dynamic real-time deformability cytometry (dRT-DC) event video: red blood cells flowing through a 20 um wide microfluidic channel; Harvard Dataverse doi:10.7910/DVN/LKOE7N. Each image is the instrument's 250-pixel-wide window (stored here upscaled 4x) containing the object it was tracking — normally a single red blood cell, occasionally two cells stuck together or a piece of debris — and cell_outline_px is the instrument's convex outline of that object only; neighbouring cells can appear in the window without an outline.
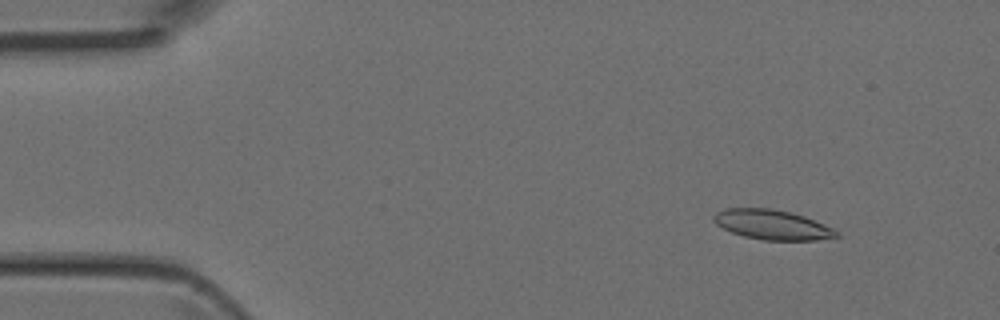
{"species": "Egyptian fruit bat (a non-hibernating species)", "species_latin": "Rousettus aegyptiacus", "temperature_condition": "room temperature", "stored_images_in_passage": 4, "camera_frame_rate_fps": 3000, "um_per_image_px": 0.085, "animal": {"sex": "female"}, "frame": {"image": 1, "passage_image": 1, "time_ms": 0.0, "image_size_px": [1000, 320], "cell_outline_px": [[840, 236], [816, 240], [764, 240], [744, 236], [732, 232], [716, 224], [712, 220], [712, 216], [716, 212], [724, 208], [772, 208], [792, 212], [804, 216], [832, 228], [840, 232]], "centroid_in_image_um": [65.62, 19.09], "position_along_channel_um": 19.4, "area_um2": 21.33}}
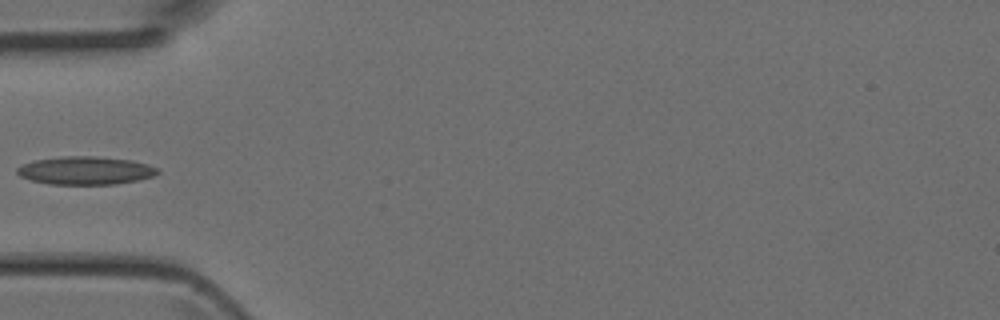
{"frame": {"image": 2, "passage_image": 4, "time_ms": 1.0, "image_size_px": [1000, 320], "cell_outline_px": [[160, 172], [152, 176], [136, 180], [116, 184], [48, 184], [32, 180], [20, 176], [16, 172], [16, 168], [20, 164], [36, 160], [64, 156], [92, 156], [132, 160], [148, 164], [156, 168]], "centroid_in_image_um": [7.23, 14.49], "position_along_channel_um": 77.8, "area_um2": 22.89}}